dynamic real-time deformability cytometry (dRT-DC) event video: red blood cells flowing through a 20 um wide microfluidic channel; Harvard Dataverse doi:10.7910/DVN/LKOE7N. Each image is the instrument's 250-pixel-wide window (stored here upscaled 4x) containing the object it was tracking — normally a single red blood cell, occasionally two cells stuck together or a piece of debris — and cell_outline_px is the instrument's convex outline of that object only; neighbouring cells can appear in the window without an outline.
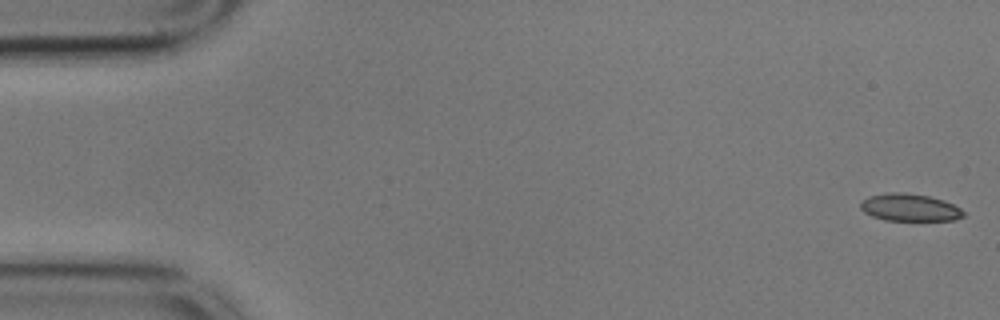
{"species": "common noctule bat (a hibernating species)", "species_latin": "Nyctalus noctula", "temperature_condition": "cold", "stored_images_in_passage": 46, "camera_frame_rate_fps": 3000, "um_per_image_px": 0.085, "animal": {"sex": "male", "body_mass_g": 17.9}, "frame": {"image": 1, "passage_image": 1, "time_ms": 0.0, "image_size_px": [1000, 320], "cell_outline_px": [[964, 216], [956, 220], [884, 220], [872, 216], [864, 212], [860, 208], [860, 204], [868, 196], [888, 192], [904, 192], [928, 196], [944, 200], [960, 208], [964, 212]], "centroid_in_image_um": [77.32, 17.63], "position_along_channel_um": 7.7, "area_um2": 16.42}}
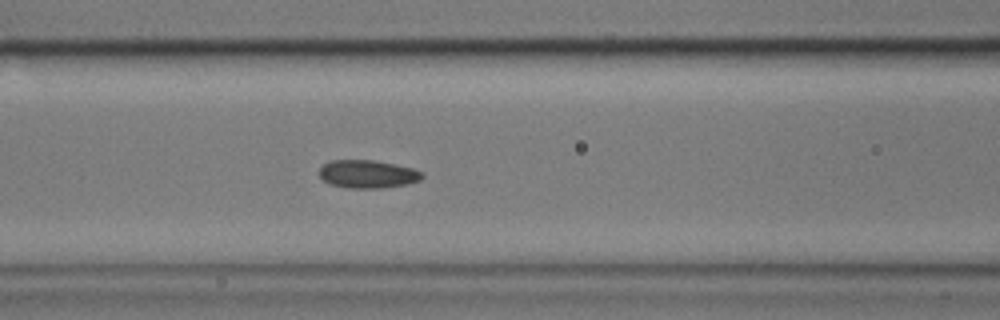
{"frame": {"image": 2, "passage_image": 23, "time_ms": 7.333, "image_size_px": [1000, 320], "cell_outline_px": [[424, 176], [420, 180], [408, 184], [380, 188], [348, 188], [332, 184], [324, 180], [320, 176], [320, 168], [324, 164], [332, 160], [372, 160], [412, 168], [424, 172]], "centroid_in_image_um": [31.28, 14.8], "position_along_channel_um": 135.3, "area_um2": 16.65}}
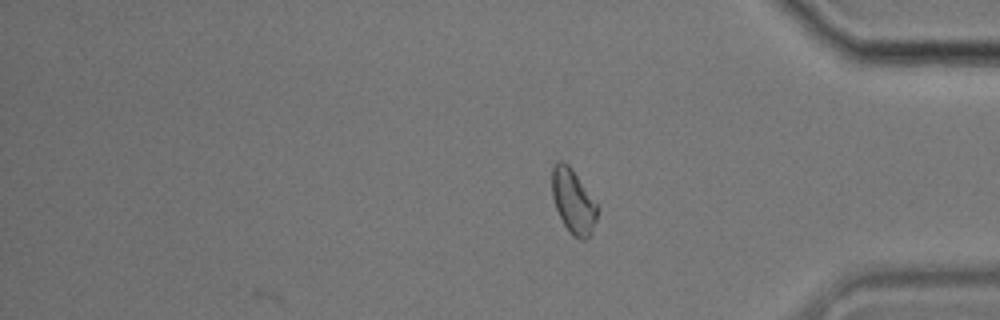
{"frame": {"image": 3, "passage_image": 46, "time_ms": 15.0, "image_size_px": [1000, 320], "cell_outline_px": [[600, 208], [596, 220], [588, 236], [584, 240], [580, 240], [572, 236], [568, 232], [556, 208], [552, 196], [552, 168], [556, 160], [564, 160], [572, 168]], "centroid_in_image_um": [48.72, 17.09], "position_along_channel_um": 386.5, "area_um2": 17.11}, "authors_computed_cell_mechanics": {"area_um2": 16.6175, "velocity_mm_per_s": 3.4985, "shape_relaxation_time_tau1_ms": 4.4882, "shape_relaxation_time_tau2_ms": 1.7575, "deformation_change_tau1": 0.1148, "deformation_change_tau2": 0.0602}}